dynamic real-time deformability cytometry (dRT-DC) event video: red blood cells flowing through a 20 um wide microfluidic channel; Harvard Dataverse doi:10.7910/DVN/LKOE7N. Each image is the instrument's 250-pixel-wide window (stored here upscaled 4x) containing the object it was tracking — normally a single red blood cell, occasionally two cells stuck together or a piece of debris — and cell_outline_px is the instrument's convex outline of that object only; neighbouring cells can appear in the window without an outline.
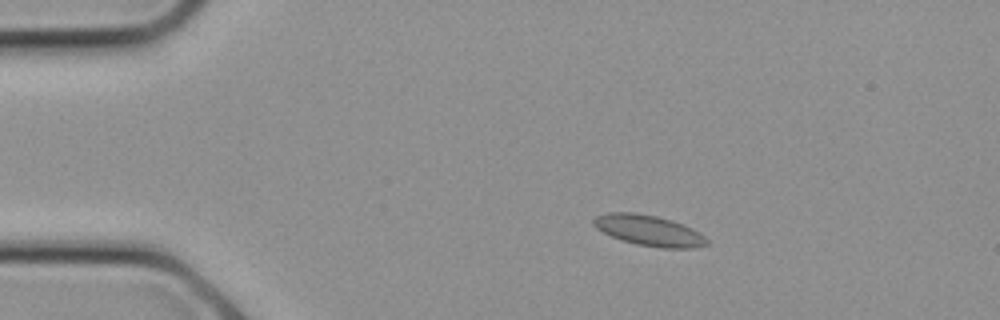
{"species": "common noctule bat (a hibernating species)", "species_latin": "Nyctalus noctula", "temperature_condition": "cold", "stored_images_in_passage": 8, "camera_frame_rate_fps": 3000, "um_per_image_px": 0.085, "animal": {"sex": "female", "body_mass_g": 21.9}, "frame": {"image": 1, "passage_image": 5, "time_ms": 1.333, "image_size_px": [1000, 320], "cell_outline_px": [[708, 244], [692, 248], [660, 248], [636, 244], [620, 240], [596, 228], [592, 224], [592, 220], [596, 216], [608, 212], [636, 212], [656, 216], [672, 220], [692, 228], [700, 232], [708, 240]], "centroid_in_image_um": [55.15, 19.59], "position_along_channel_um": 29.9, "area_um2": 20.35}}